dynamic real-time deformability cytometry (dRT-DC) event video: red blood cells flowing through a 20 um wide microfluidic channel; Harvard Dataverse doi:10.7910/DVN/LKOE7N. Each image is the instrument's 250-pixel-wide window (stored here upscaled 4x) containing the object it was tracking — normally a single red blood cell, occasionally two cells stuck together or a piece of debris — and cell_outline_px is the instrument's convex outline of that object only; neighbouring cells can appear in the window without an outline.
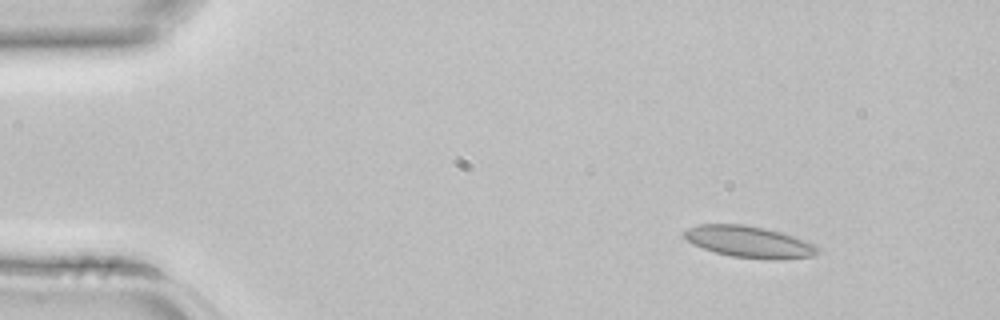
{"species": "common noctule bat (a hibernating species)", "species_latin": "Nyctalus noctula", "temperature_condition": "room temperature", "stored_images_in_passage": 3, "camera_frame_rate_fps": 3000, "um_per_image_px": 0.085, "animal": {"sex": "female", "body_mass_g": 22.7, "forearm_length_mm": 54.2}, "frame": {"image": 1, "passage_image": 1, "time_ms": 0.0, "image_size_px": [1000, 320], "cell_outline_px": [[824, 252], [816, 256], [776, 260], [764, 260], [732, 256], [716, 252], [692, 244], [684, 236], [684, 232], [688, 228], [700, 224], [744, 224], [764, 228], [780, 232], [816, 244], [824, 248]], "centroid_in_image_um": [63.8, 20.58], "position_along_channel_um": 21.2, "area_um2": 24.85}}